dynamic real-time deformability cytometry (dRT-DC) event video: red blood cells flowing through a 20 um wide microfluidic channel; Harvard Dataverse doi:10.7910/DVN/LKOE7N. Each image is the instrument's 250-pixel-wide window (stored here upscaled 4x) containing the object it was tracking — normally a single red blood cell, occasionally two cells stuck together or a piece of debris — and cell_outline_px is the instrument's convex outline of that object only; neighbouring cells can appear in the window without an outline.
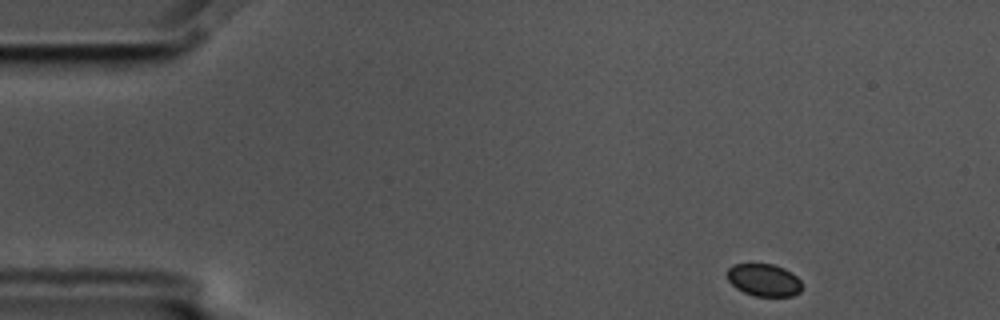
{"species": "common noctule bat (a hibernating species)", "species_latin": "Nyctalus noctula", "temperature_condition": "cold", "stored_images_in_passage": 51, "camera_frame_rate_fps": 3000, "um_per_image_px": 0.085, "animal": {"sex": "male", "body_mass_g": 17.5, "forearm_length_mm": 52.3}, "frame": {"image": 1, "passage_image": 1, "time_ms": 0.0, "image_size_px": [1000, 320], "cell_outline_px": [[800, 292], [792, 296], [756, 296], [744, 292], [736, 288], [728, 280], [728, 268], [732, 264], [772, 264], [784, 268], [792, 272], [800, 280]], "centroid_in_image_um": [64.93, 23.79], "position_along_channel_um": 20.1, "area_um2": 14.05}}
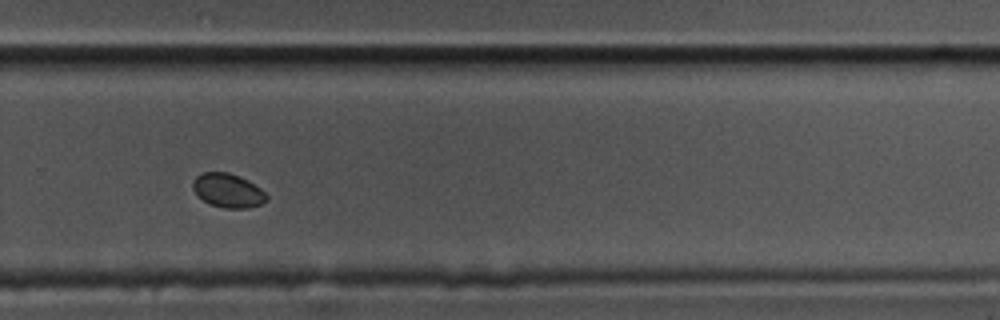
{"frame": {"image": 2, "passage_image": 33, "time_ms": 10.667, "image_size_px": [1000, 320], "cell_outline_px": [[268, 200], [260, 204], [248, 208], [224, 208], [212, 204], [196, 196], [192, 188], [192, 180], [196, 176], [204, 172], [228, 172], [248, 180], [260, 188], [268, 196]], "centroid_in_image_um": [19.35, 16.19], "position_along_channel_um": 310.4, "area_um2": 14.62}}
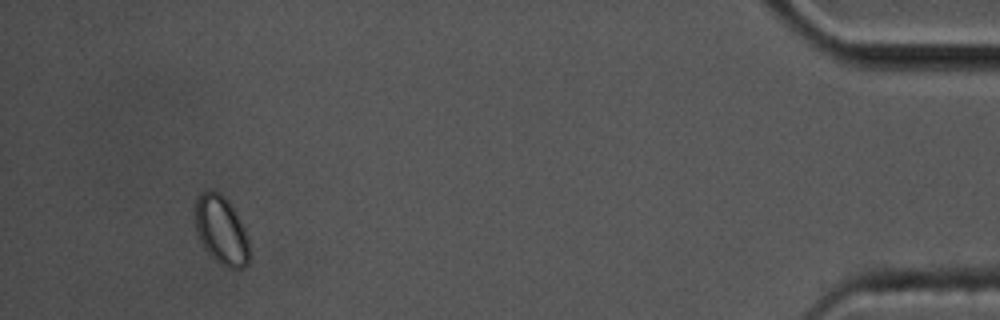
{"frame": {"image": 3, "passage_image": 48, "time_ms": 15.667, "image_size_px": [1000, 320], "cell_outline_px": [[248, 264], [244, 268], [224, 268], [204, 248], [196, 232], [196, 200], [200, 192], [220, 192], [228, 200], [240, 220], [244, 228], [248, 240]], "centroid_in_image_um": [18.81, 19.59], "position_along_channel_um": 416.4, "area_um2": 21.39}}